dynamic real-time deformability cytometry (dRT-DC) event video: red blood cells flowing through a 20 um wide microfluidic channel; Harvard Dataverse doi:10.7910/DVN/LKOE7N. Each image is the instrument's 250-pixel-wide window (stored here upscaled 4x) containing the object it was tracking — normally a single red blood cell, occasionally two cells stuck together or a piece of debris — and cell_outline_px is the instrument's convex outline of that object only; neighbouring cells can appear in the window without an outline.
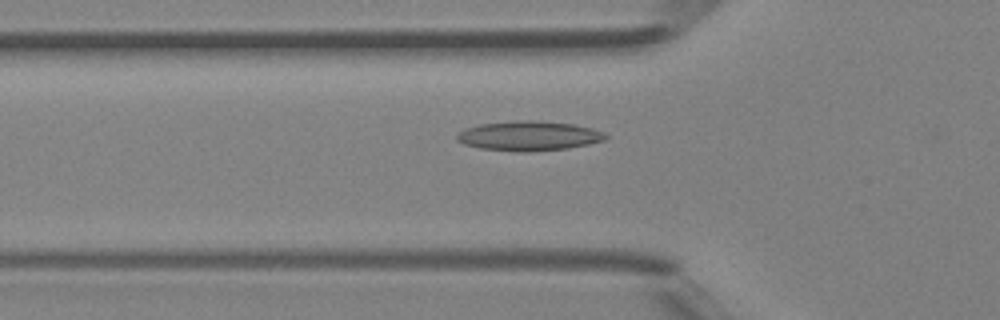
{"species": "Egyptian fruit bat (a non-hibernating species)", "species_latin": "Rousettus aegyptiacus", "temperature_condition": "room temperature", "stored_images_in_passage": 36, "camera_frame_rate_fps": 3000, "um_per_image_px": 0.085, "animal": {"sex": "female"}, "frame": {"image": 1, "passage_image": 5, "time_ms": 1.333, "image_size_px": [1000, 320], "cell_outline_px": [[608, 136], [604, 140], [588, 144], [568, 148], [528, 152], [516, 152], [480, 148], [464, 144], [456, 140], [456, 136], [464, 128], [480, 124], [520, 120], [532, 120], [572, 124], [592, 128], [604, 132]], "centroid_in_image_um": [44.93, 11.55], "position_along_channel_um": 80.9, "area_um2": 25.66}}
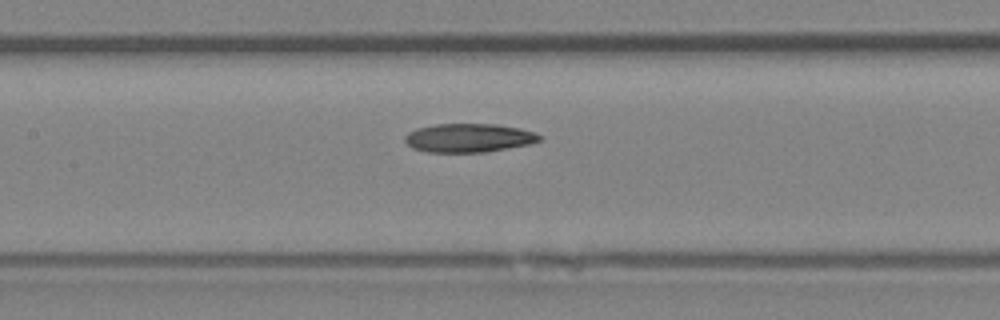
{"frame": {"image": 2, "passage_image": 11, "time_ms": 3.333, "image_size_px": [1000, 320], "cell_outline_px": [[540, 140], [528, 144], [484, 152], [428, 152], [412, 148], [404, 140], [404, 136], [408, 132], [416, 128], [436, 124], [496, 124], [520, 128], [536, 132], [540, 136]], "centroid_in_image_um": [39.81, 11.71], "position_along_channel_um": 167.6, "area_um2": 22.43}}
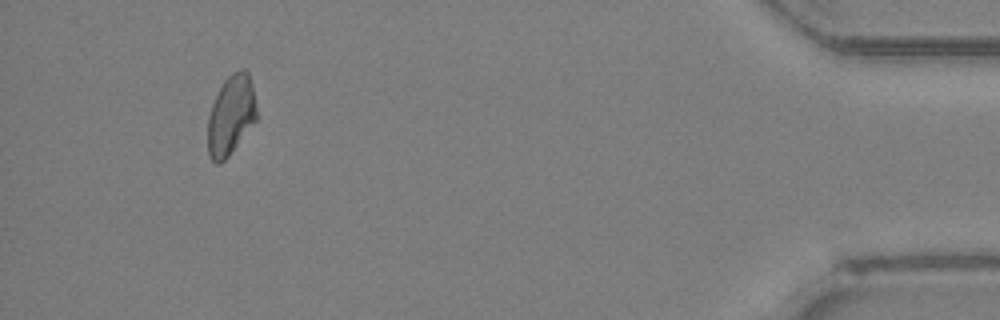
{"frame": {"image": 3, "passage_image": 33, "time_ms": 10.667, "image_size_px": [1000, 320], "cell_outline_px": [[256, 120], [228, 156], [220, 164], [216, 164], [212, 160], [208, 152], [208, 116], [212, 104], [224, 80], [232, 72], [240, 68], [244, 68], [248, 72], [252, 84], [256, 108]], "centroid_in_image_um": [19.62, 9.77], "position_along_channel_um": 415.6, "area_um2": 22.48}}